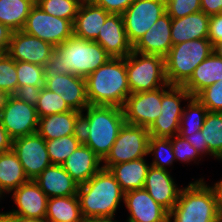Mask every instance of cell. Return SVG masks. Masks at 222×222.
<instances>
[{"label":"cell","instance_id":"cell-41","mask_svg":"<svg viewBox=\"0 0 222 222\" xmlns=\"http://www.w3.org/2000/svg\"><path fill=\"white\" fill-rule=\"evenodd\" d=\"M196 98L210 112H222V80L202 90Z\"/></svg>","mask_w":222,"mask_h":222},{"label":"cell","instance_id":"cell-7","mask_svg":"<svg viewBox=\"0 0 222 222\" xmlns=\"http://www.w3.org/2000/svg\"><path fill=\"white\" fill-rule=\"evenodd\" d=\"M126 70L130 94L152 91L168 84L162 56L132 51L126 56Z\"/></svg>","mask_w":222,"mask_h":222},{"label":"cell","instance_id":"cell-48","mask_svg":"<svg viewBox=\"0 0 222 222\" xmlns=\"http://www.w3.org/2000/svg\"><path fill=\"white\" fill-rule=\"evenodd\" d=\"M12 32L7 26L0 23V54L7 53Z\"/></svg>","mask_w":222,"mask_h":222},{"label":"cell","instance_id":"cell-37","mask_svg":"<svg viewBox=\"0 0 222 222\" xmlns=\"http://www.w3.org/2000/svg\"><path fill=\"white\" fill-rule=\"evenodd\" d=\"M71 110L72 109L58 93L50 91L44 86L42 87L41 96L36 105V111L39 118L51 114L64 113Z\"/></svg>","mask_w":222,"mask_h":222},{"label":"cell","instance_id":"cell-40","mask_svg":"<svg viewBox=\"0 0 222 222\" xmlns=\"http://www.w3.org/2000/svg\"><path fill=\"white\" fill-rule=\"evenodd\" d=\"M166 13L178 19L201 11L200 0H165Z\"/></svg>","mask_w":222,"mask_h":222},{"label":"cell","instance_id":"cell-38","mask_svg":"<svg viewBox=\"0 0 222 222\" xmlns=\"http://www.w3.org/2000/svg\"><path fill=\"white\" fill-rule=\"evenodd\" d=\"M17 88L16 61L7 53L0 54V97L13 95Z\"/></svg>","mask_w":222,"mask_h":222},{"label":"cell","instance_id":"cell-44","mask_svg":"<svg viewBox=\"0 0 222 222\" xmlns=\"http://www.w3.org/2000/svg\"><path fill=\"white\" fill-rule=\"evenodd\" d=\"M207 38L214 48L222 43V13L211 15L209 17Z\"/></svg>","mask_w":222,"mask_h":222},{"label":"cell","instance_id":"cell-24","mask_svg":"<svg viewBox=\"0 0 222 222\" xmlns=\"http://www.w3.org/2000/svg\"><path fill=\"white\" fill-rule=\"evenodd\" d=\"M110 13L89 1H82L73 22L75 37L94 41Z\"/></svg>","mask_w":222,"mask_h":222},{"label":"cell","instance_id":"cell-12","mask_svg":"<svg viewBox=\"0 0 222 222\" xmlns=\"http://www.w3.org/2000/svg\"><path fill=\"white\" fill-rule=\"evenodd\" d=\"M165 12V0H135L122 14L129 42L134 45Z\"/></svg>","mask_w":222,"mask_h":222},{"label":"cell","instance_id":"cell-27","mask_svg":"<svg viewBox=\"0 0 222 222\" xmlns=\"http://www.w3.org/2000/svg\"><path fill=\"white\" fill-rule=\"evenodd\" d=\"M209 17L203 11L172 19L171 40L172 45L189 40L205 39L208 37Z\"/></svg>","mask_w":222,"mask_h":222},{"label":"cell","instance_id":"cell-47","mask_svg":"<svg viewBox=\"0 0 222 222\" xmlns=\"http://www.w3.org/2000/svg\"><path fill=\"white\" fill-rule=\"evenodd\" d=\"M201 11L211 16L222 13V0H200Z\"/></svg>","mask_w":222,"mask_h":222},{"label":"cell","instance_id":"cell-1","mask_svg":"<svg viewBox=\"0 0 222 222\" xmlns=\"http://www.w3.org/2000/svg\"><path fill=\"white\" fill-rule=\"evenodd\" d=\"M111 58L99 43L73 35L53 49L44 66V79H55L63 74L86 78Z\"/></svg>","mask_w":222,"mask_h":222},{"label":"cell","instance_id":"cell-21","mask_svg":"<svg viewBox=\"0 0 222 222\" xmlns=\"http://www.w3.org/2000/svg\"><path fill=\"white\" fill-rule=\"evenodd\" d=\"M44 87L58 93L72 110L83 112L89 106L85 78L73 75H57L55 79H45Z\"/></svg>","mask_w":222,"mask_h":222},{"label":"cell","instance_id":"cell-39","mask_svg":"<svg viewBox=\"0 0 222 222\" xmlns=\"http://www.w3.org/2000/svg\"><path fill=\"white\" fill-rule=\"evenodd\" d=\"M18 87L44 86V67L29 62L16 61Z\"/></svg>","mask_w":222,"mask_h":222},{"label":"cell","instance_id":"cell-22","mask_svg":"<svg viewBox=\"0 0 222 222\" xmlns=\"http://www.w3.org/2000/svg\"><path fill=\"white\" fill-rule=\"evenodd\" d=\"M102 160L83 143L61 164L78 184L86 183L101 168Z\"/></svg>","mask_w":222,"mask_h":222},{"label":"cell","instance_id":"cell-52","mask_svg":"<svg viewBox=\"0 0 222 222\" xmlns=\"http://www.w3.org/2000/svg\"><path fill=\"white\" fill-rule=\"evenodd\" d=\"M114 217L112 218H92V219H88L85 220L84 222H118V221H114Z\"/></svg>","mask_w":222,"mask_h":222},{"label":"cell","instance_id":"cell-32","mask_svg":"<svg viewBox=\"0 0 222 222\" xmlns=\"http://www.w3.org/2000/svg\"><path fill=\"white\" fill-rule=\"evenodd\" d=\"M201 132L211 156L222 161V112L208 111Z\"/></svg>","mask_w":222,"mask_h":222},{"label":"cell","instance_id":"cell-8","mask_svg":"<svg viewBox=\"0 0 222 222\" xmlns=\"http://www.w3.org/2000/svg\"><path fill=\"white\" fill-rule=\"evenodd\" d=\"M149 137L148 128L125 122L109 153L102 160V168L109 169L112 165L147 156Z\"/></svg>","mask_w":222,"mask_h":222},{"label":"cell","instance_id":"cell-25","mask_svg":"<svg viewBox=\"0 0 222 222\" xmlns=\"http://www.w3.org/2000/svg\"><path fill=\"white\" fill-rule=\"evenodd\" d=\"M81 112L76 110L39 118L37 133L45 140L74 135L80 131Z\"/></svg>","mask_w":222,"mask_h":222},{"label":"cell","instance_id":"cell-3","mask_svg":"<svg viewBox=\"0 0 222 222\" xmlns=\"http://www.w3.org/2000/svg\"><path fill=\"white\" fill-rule=\"evenodd\" d=\"M125 192L109 169L101 168L78 186L77 197L84 220L115 217Z\"/></svg>","mask_w":222,"mask_h":222},{"label":"cell","instance_id":"cell-6","mask_svg":"<svg viewBox=\"0 0 222 222\" xmlns=\"http://www.w3.org/2000/svg\"><path fill=\"white\" fill-rule=\"evenodd\" d=\"M213 51L214 47L208 38L173 45L165 57V75L168 84L183 86L195 68Z\"/></svg>","mask_w":222,"mask_h":222},{"label":"cell","instance_id":"cell-10","mask_svg":"<svg viewBox=\"0 0 222 222\" xmlns=\"http://www.w3.org/2000/svg\"><path fill=\"white\" fill-rule=\"evenodd\" d=\"M38 122L36 107L13 95L0 97V123L12 139L37 133Z\"/></svg>","mask_w":222,"mask_h":222},{"label":"cell","instance_id":"cell-2","mask_svg":"<svg viewBox=\"0 0 222 222\" xmlns=\"http://www.w3.org/2000/svg\"><path fill=\"white\" fill-rule=\"evenodd\" d=\"M81 112L80 132L82 143L103 160L112 148L125 123L123 108L89 105Z\"/></svg>","mask_w":222,"mask_h":222},{"label":"cell","instance_id":"cell-4","mask_svg":"<svg viewBox=\"0 0 222 222\" xmlns=\"http://www.w3.org/2000/svg\"><path fill=\"white\" fill-rule=\"evenodd\" d=\"M86 93L90 105L123 108L130 89L126 57L111 58L86 78Z\"/></svg>","mask_w":222,"mask_h":222},{"label":"cell","instance_id":"cell-30","mask_svg":"<svg viewBox=\"0 0 222 222\" xmlns=\"http://www.w3.org/2000/svg\"><path fill=\"white\" fill-rule=\"evenodd\" d=\"M45 220L47 222H84L77 195L48 198Z\"/></svg>","mask_w":222,"mask_h":222},{"label":"cell","instance_id":"cell-45","mask_svg":"<svg viewBox=\"0 0 222 222\" xmlns=\"http://www.w3.org/2000/svg\"><path fill=\"white\" fill-rule=\"evenodd\" d=\"M93 4L102 7L112 14H123L135 0H90Z\"/></svg>","mask_w":222,"mask_h":222},{"label":"cell","instance_id":"cell-18","mask_svg":"<svg viewBox=\"0 0 222 222\" xmlns=\"http://www.w3.org/2000/svg\"><path fill=\"white\" fill-rule=\"evenodd\" d=\"M94 41L99 43L112 58H125L133 51L121 14L110 13Z\"/></svg>","mask_w":222,"mask_h":222},{"label":"cell","instance_id":"cell-35","mask_svg":"<svg viewBox=\"0 0 222 222\" xmlns=\"http://www.w3.org/2000/svg\"><path fill=\"white\" fill-rule=\"evenodd\" d=\"M153 154L154 159L151 166L161 169H167L166 166L171 167L173 162L176 161L170 138H156L149 137L148 142V155Z\"/></svg>","mask_w":222,"mask_h":222},{"label":"cell","instance_id":"cell-17","mask_svg":"<svg viewBox=\"0 0 222 222\" xmlns=\"http://www.w3.org/2000/svg\"><path fill=\"white\" fill-rule=\"evenodd\" d=\"M17 209L7 212L9 215L32 219H45L48 196L34 180L23 183L12 192Z\"/></svg>","mask_w":222,"mask_h":222},{"label":"cell","instance_id":"cell-9","mask_svg":"<svg viewBox=\"0 0 222 222\" xmlns=\"http://www.w3.org/2000/svg\"><path fill=\"white\" fill-rule=\"evenodd\" d=\"M191 97L183 86L167 84L162 87L161 114L148 128L150 136L171 138L179 134L180 119L183 112L180 103L183 99L187 101Z\"/></svg>","mask_w":222,"mask_h":222},{"label":"cell","instance_id":"cell-42","mask_svg":"<svg viewBox=\"0 0 222 222\" xmlns=\"http://www.w3.org/2000/svg\"><path fill=\"white\" fill-rule=\"evenodd\" d=\"M175 158L182 163H190L197 160V157L201 160L199 152L181 135L177 134L170 138ZM196 159V160H195Z\"/></svg>","mask_w":222,"mask_h":222},{"label":"cell","instance_id":"cell-16","mask_svg":"<svg viewBox=\"0 0 222 222\" xmlns=\"http://www.w3.org/2000/svg\"><path fill=\"white\" fill-rule=\"evenodd\" d=\"M125 206L129 211L127 222H168L169 212L144 189L125 192Z\"/></svg>","mask_w":222,"mask_h":222},{"label":"cell","instance_id":"cell-29","mask_svg":"<svg viewBox=\"0 0 222 222\" xmlns=\"http://www.w3.org/2000/svg\"><path fill=\"white\" fill-rule=\"evenodd\" d=\"M29 179L20 163L17 154L7 151L0 154V196L10 193Z\"/></svg>","mask_w":222,"mask_h":222},{"label":"cell","instance_id":"cell-51","mask_svg":"<svg viewBox=\"0 0 222 222\" xmlns=\"http://www.w3.org/2000/svg\"><path fill=\"white\" fill-rule=\"evenodd\" d=\"M12 222H47L45 219L24 218L21 216L11 215Z\"/></svg>","mask_w":222,"mask_h":222},{"label":"cell","instance_id":"cell-53","mask_svg":"<svg viewBox=\"0 0 222 222\" xmlns=\"http://www.w3.org/2000/svg\"><path fill=\"white\" fill-rule=\"evenodd\" d=\"M0 222H12L11 221V215H9L7 212H1L0 213Z\"/></svg>","mask_w":222,"mask_h":222},{"label":"cell","instance_id":"cell-49","mask_svg":"<svg viewBox=\"0 0 222 222\" xmlns=\"http://www.w3.org/2000/svg\"><path fill=\"white\" fill-rule=\"evenodd\" d=\"M13 139L0 123V154L12 150Z\"/></svg>","mask_w":222,"mask_h":222},{"label":"cell","instance_id":"cell-20","mask_svg":"<svg viewBox=\"0 0 222 222\" xmlns=\"http://www.w3.org/2000/svg\"><path fill=\"white\" fill-rule=\"evenodd\" d=\"M171 22L172 18L165 12L133 45V51L165 58L173 46Z\"/></svg>","mask_w":222,"mask_h":222},{"label":"cell","instance_id":"cell-36","mask_svg":"<svg viewBox=\"0 0 222 222\" xmlns=\"http://www.w3.org/2000/svg\"><path fill=\"white\" fill-rule=\"evenodd\" d=\"M82 0H40L36 3L45 13L74 22Z\"/></svg>","mask_w":222,"mask_h":222},{"label":"cell","instance_id":"cell-14","mask_svg":"<svg viewBox=\"0 0 222 222\" xmlns=\"http://www.w3.org/2000/svg\"><path fill=\"white\" fill-rule=\"evenodd\" d=\"M12 150L17 154L29 180H34L46 167L52 165L46 140L38 133L13 139Z\"/></svg>","mask_w":222,"mask_h":222},{"label":"cell","instance_id":"cell-13","mask_svg":"<svg viewBox=\"0 0 222 222\" xmlns=\"http://www.w3.org/2000/svg\"><path fill=\"white\" fill-rule=\"evenodd\" d=\"M162 87L129 94L123 106L125 122L149 128L160 116Z\"/></svg>","mask_w":222,"mask_h":222},{"label":"cell","instance_id":"cell-31","mask_svg":"<svg viewBox=\"0 0 222 222\" xmlns=\"http://www.w3.org/2000/svg\"><path fill=\"white\" fill-rule=\"evenodd\" d=\"M33 0H0V23L10 30H22L31 8Z\"/></svg>","mask_w":222,"mask_h":222},{"label":"cell","instance_id":"cell-15","mask_svg":"<svg viewBox=\"0 0 222 222\" xmlns=\"http://www.w3.org/2000/svg\"><path fill=\"white\" fill-rule=\"evenodd\" d=\"M54 48L50 43L19 30L12 32L7 54L15 61L44 67Z\"/></svg>","mask_w":222,"mask_h":222},{"label":"cell","instance_id":"cell-50","mask_svg":"<svg viewBox=\"0 0 222 222\" xmlns=\"http://www.w3.org/2000/svg\"><path fill=\"white\" fill-rule=\"evenodd\" d=\"M213 188L215 189L217 200H218V205H219V210L222 215V180L216 182Z\"/></svg>","mask_w":222,"mask_h":222},{"label":"cell","instance_id":"cell-26","mask_svg":"<svg viewBox=\"0 0 222 222\" xmlns=\"http://www.w3.org/2000/svg\"><path fill=\"white\" fill-rule=\"evenodd\" d=\"M219 80H222V56L214 50L195 68L183 87L192 97H196L202 90Z\"/></svg>","mask_w":222,"mask_h":222},{"label":"cell","instance_id":"cell-28","mask_svg":"<svg viewBox=\"0 0 222 222\" xmlns=\"http://www.w3.org/2000/svg\"><path fill=\"white\" fill-rule=\"evenodd\" d=\"M149 165L145 157L112 165L109 170L124 192L144 187Z\"/></svg>","mask_w":222,"mask_h":222},{"label":"cell","instance_id":"cell-33","mask_svg":"<svg viewBox=\"0 0 222 222\" xmlns=\"http://www.w3.org/2000/svg\"><path fill=\"white\" fill-rule=\"evenodd\" d=\"M186 107L187 109L184 106L180 119L179 135L181 136H189L200 131L208 112L207 108L196 97H191Z\"/></svg>","mask_w":222,"mask_h":222},{"label":"cell","instance_id":"cell-11","mask_svg":"<svg viewBox=\"0 0 222 222\" xmlns=\"http://www.w3.org/2000/svg\"><path fill=\"white\" fill-rule=\"evenodd\" d=\"M22 30L53 47L60 46L74 35L72 21L49 15L36 4L31 8Z\"/></svg>","mask_w":222,"mask_h":222},{"label":"cell","instance_id":"cell-34","mask_svg":"<svg viewBox=\"0 0 222 222\" xmlns=\"http://www.w3.org/2000/svg\"><path fill=\"white\" fill-rule=\"evenodd\" d=\"M82 144L81 132L53 140H46L47 152L52 164L61 165Z\"/></svg>","mask_w":222,"mask_h":222},{"label":"cell","instance_id":"cell-55","mask_svg":"<svg viewBox=\"0 0 222 222\" xmlns=\"http://www.w3.org/2000/svg\"><path fill=\"white\" fill-rule=\"evenodd\" d=\"M38 1H40V0H33V2L36 4Z\"/></svg>","mask_w":222,"mask_h":222},{"label":"cell","instance_id":"cell-23","mask_svg":"<svg viewBox=\"0 0 222 222\" xmlns=\"http://www.w3.org/2000/svg\"><path fill=\"white\" fill-rule=\"evenodd\" d=\"M39 188L48 196L62 197L77 195L78 184L64 170L62 165L46 167L35 179Z\"/></svg>","mask_w":222,"mask_h":222},{"label":"cell","instance_id":"cell-5","mask_svg":"<svg viewBox=\"0 0 222 222\" xmlns=\"http://www.w3.org/2000/svg\"><path fill=\"white\" fill-rule=\"evenodd\" d=\"M203 179L181 189L177 203L169 212L168 222L222 221L215 189Z\"/></svg>","mask_w":222,"mask_h":222},{"label":"cell","instance_id":"cell-46","mask_svg":"<svg viewBox=\"0 0 222 222\" xmlns=\"http://www.w3.org/2000/svg\"><path fill=\"white\" fill-rule=\"evenodd\" d=\"M184 137L202 156L203 154L211 155L208 152V145L207 142H204V138L202 135L201 130L195 133H192L189 136H182Z\"/></svg>","mask_w":222,"mask_h":222},{"label":"cell","instance_id":"cell-54","mask_svg":"<svg viewBox=\"0 0 222 222\" xmlns=\"http://www.w3.org/2000/svg\"><path fill=\"white\" fill-rule=\"evenodd\" d=\"M214 50L220 55L222 56V43L218 44Z\"/></svg>","mask_w":222,"mask_h":222},{"label":"cell","instance_id":"cell-43","mask_svg":"<svg viewBox=\"0 0 222 222\" xmlns=\"http://www.w3.org/2000/svg\"><path fill=\"white\" fill-rule=\"evenodd\" d=\"M42 87L43 86L31 85L20 86L16 89L13 96L31 106L36 107L37 102L41 96Z\"/></svg>","mask_w":222,"mask_h":222},{"label":"cell","instance_id":"cell-19","mask_svg":"<svg viewBox=\"0 0 222 222\" xmlns=\"http://www.w3.org/2000/svg\"><path fill=\"white\" fill-rule=\"evenodd\" d=\"M143 188L168 212L174 208L182 189L177 186L168 170L153 166L148 169Z\"/></svg>","mask_w":222,"mask_h":222}]
</instances>
